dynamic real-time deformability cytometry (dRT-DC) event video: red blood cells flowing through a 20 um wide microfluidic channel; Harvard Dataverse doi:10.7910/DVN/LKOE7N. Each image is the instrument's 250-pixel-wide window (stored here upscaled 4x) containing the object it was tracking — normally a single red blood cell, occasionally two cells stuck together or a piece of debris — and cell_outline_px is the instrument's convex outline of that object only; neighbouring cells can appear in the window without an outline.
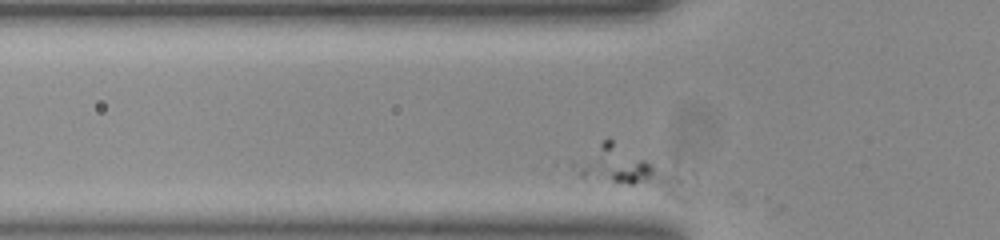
{"species": "common noctule bat (a hibernating species)", "species_latin": "Nyctalus noctula", "temperature_condition": "room temperature", "stored_images_in_passage": 11, "segment_of_instrument_passage": [2, 2], "camera_frame_rate_fps": 3000, "um_per_image_px": 0.085, "animal": {"sex": "female", "body_mass_g": 23.0, "forearm_length_mm": 53.4}, "frame": {"image": 1, "passage_image": 2, "time_ms": 0.333, "image_size_px": [1000, 240], "cell_outline_px": [[684, 200], [680, 200], [612, 180], [612, 172], [640, 160], [644, 160], [684, 176]], "centroid_in_image_um": [55.39, 15.22], "position_along_channel_um": 70.4, "area_um2": 12.37}}
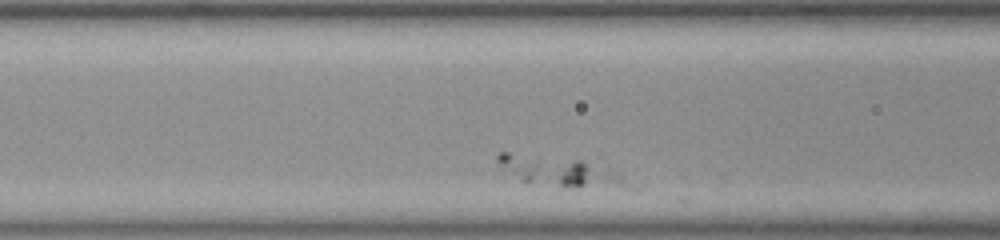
{"frame": {"image": 2, "passage_image": 7, "time_ms": 2.0, "image_size_px": [1000, 240], "cell_outline_px": [[636, 192], [560, 184], [560, 172], [572, 160], [580, 160], [612, 172], [620, 176], [636, 188]], "centroid_in_image_um": [50.39, 15.07], "position_along_channel_um": 116.2, "area_um2": 10.12}}
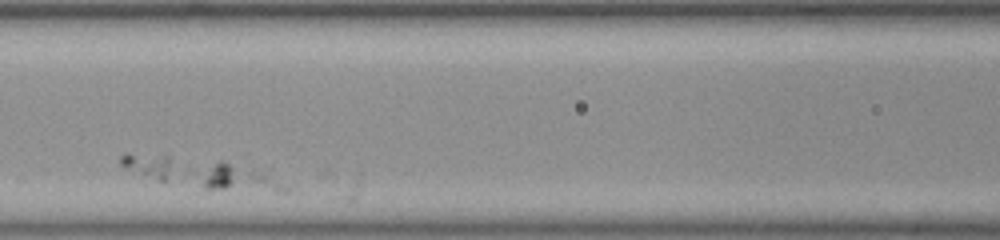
{"frame": {"image": 3, "passage_image": 10, "time_ms": 3.0, "image_size_px": [1000, 240], "cell_outline_px": [[288, 192], [284, 192], [204, 188], [192, 172], [220, 160], [224, 160], [264, 176], [288, 188]], "centroid_in_image_um": [19.97, 15.17], "position_along_channel_um": 146.6, "area_um2": 12.66}}